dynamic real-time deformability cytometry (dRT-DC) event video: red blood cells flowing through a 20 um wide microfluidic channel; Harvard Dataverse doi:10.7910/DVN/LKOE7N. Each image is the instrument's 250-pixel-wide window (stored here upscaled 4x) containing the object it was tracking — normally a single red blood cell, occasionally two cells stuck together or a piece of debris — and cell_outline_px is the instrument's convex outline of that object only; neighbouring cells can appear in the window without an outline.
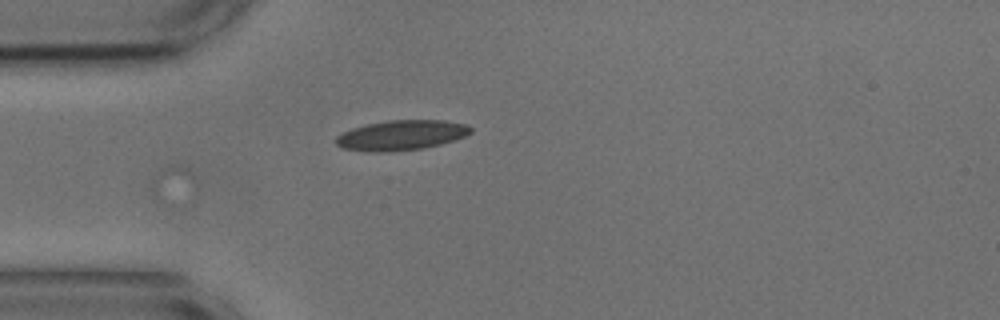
{"species": "common noctule bat (a hibernating species)", "species_latin": "Nyctalus noctula", "temperature_condition": "cold", "stored_images_in_passage": 3, "camera_frame_rate_fps": 3000, "um_per_image_px": 0.085, "animal": {"sex": "male", "body_mass_g": 17.9, "forearm_length_mm": 54.2}, "frame": {"image": 1, "passage_image": 1, "time_ms": 0.0, "image_size_px": [1000, 320], "cell_outline_px": [[472, 132], [464, 136], [440, 144], [424, 148], [388, 152], [368, 152], [340, 148], [336, 144], [336, 136], [352, 128], [368, 124], [388, 120], [444, 120], [468, 124], [472, 128]], "centroid_in_image_um": [34.1, 11.49], "position_along_channel_um": 50.9, "area_um2": 23.64}}